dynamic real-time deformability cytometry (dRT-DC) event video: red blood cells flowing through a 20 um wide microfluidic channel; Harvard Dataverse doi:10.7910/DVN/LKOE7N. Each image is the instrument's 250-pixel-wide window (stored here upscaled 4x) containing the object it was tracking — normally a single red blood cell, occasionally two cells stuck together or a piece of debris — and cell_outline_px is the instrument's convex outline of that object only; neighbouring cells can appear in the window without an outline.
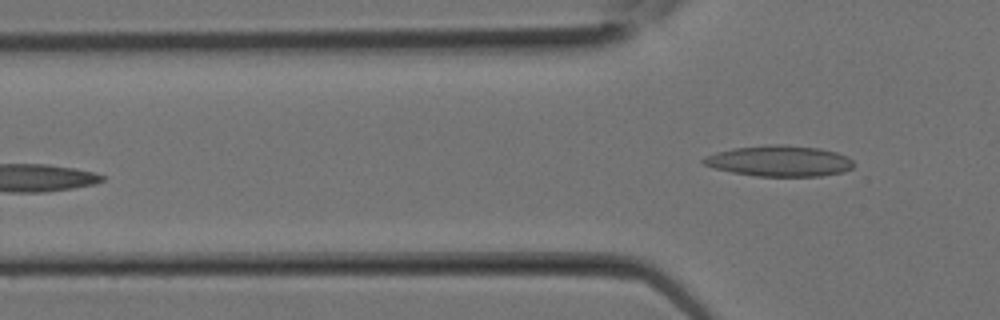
{"species": "Egyptian fruit bat (a non-hibernating species)", "species_latin": "Rousettus aegyptiacus", "temperature_condition": "room temperature", "stored_images_in_passage": 11, "segment_of_instrument_passage": [2, 2], "camera_frame_rate_fps": 3000, "um_per_image_px": 0.085, "animal": {"sex": "female"}, "frame": {"image": 1, "passage_image": 11, "time_ms": 3.333, "image_size_px": [1000, 320], "cell_outline_px": [[856, 164], [852, 168], [844, 172], [820, 176], [756, 176], [732, 172], [716, 168], [704, 164], [700, 160], [704, 156], [716, 152], [732, 148], [772, 144], [780, 144], [820, 148], [836, 152], [848, 156]], "centroid_in_image_um": [66.27, 13.68], "position_along_channel_um": 59.5, "area_um2": 27.17}}